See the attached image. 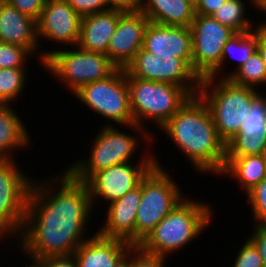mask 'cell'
<instances>
[{
  "label": "cell",
  "instance_id": "obj_1",
  "mask_svg": "<svg viewBox=\"0 0 266 267\" xmlns=\"http://www.w3.org/2000/svg\"><path fill=\"white\" fill-rule=\"evenodd\" d=\"M56 175L49 181L34 178L29 192L23 230L16 244L30 262L73 255L90 236L87 230L91 227H87L96 209L87 183L67 169Z\"/></svg>",
  "mask_w": 266,
  "mask_h": 267
},
{
  "label": "cell",
  "instance_id": "obj_2",
  "mask_svg": "<svg viewBox=\"0 0 266 267\" xmlns=\"http://www.w3.org/2000/svg\"><path fill=\"white\" fill-rule=\"evenodd\" d=\"M160 130L196 171L220 176L225 165L226 144L220 139L209 108L199 95L191 96Z\"/></svg>",
  "mask_w": 266,
  "mask_h": 267
},
{
  "label": "cell",
  "instance_id": "obj_3",
  "mask_svg": "<svg viewBox=\"0 0 266 267\" xmlns=\"http://www.w3.org/2000/svg\"><path fill=\"white\" fill-rule=\"evenodd\" d=\"M213 216V207L207 202L186 196L137 247L148 255L168 258L199 238Z\"/></svg>",
  "mask_w": 266,
  "mask_h": 267
},
{
  "label": "cell",
  "instance_id": "obj_4",
  "mask_svg": "<svg viewBox=\"0 0 266 267\" xmlns=\"http://www.w3.org/2000/svg\"><path fill=\"white\" fill-rule=\"evenodd\" d=\"M128 127L130 130H134L135 133L133 134L135 135L127 133L126 131L123 132L114 125H103L100 127L98 135L95 136L94 140H92L93 142H91V147H89L90 152L89 157H87L88 159L84 156L82 158L80 157V160L77 159L73 162L67 170L77 180L87 182L96 172L109 168L112 165L133 161L132 157L136 154L139 145H141L139 139L143 141L142 138L139 137L143 136L147 143L145 147H149V150L151 148L149 145L151 143L153 144V139L156 138L155 134L136 124ZM136 132L139 135H136ZM140 134L142 136H140Z\"/></svg>",
  "mask_w": 266,
  "mask_h": 267
},
{
  "label": "cell",
  "instance_id": "obj_5",
  "mask_svg": "<svg viewBox=\"0 0 266 267\" xmlns=\"http://www.w3.org/2000/svg\"><path fill=\"white\" fill-rule=\"evenodd\" d=\"M259 91L235 85L229 79L206 77L201 80L198 95L208 106L217 133L225 144L239 132Z\"/></svg>",
  "mask_w": 266,
  "mask_h": 267
},
{
  "label": "cell",
  "instance_id": "obj_6",
  "mask_svg": "<svg viewBox=\"0 0 266 267\" xmlns=\"http://www.w3.org/2000/svg\"><path fill=\"white\" fill-rule=\"evenodd\" d=\"M40 66L72 94L85 84L105 79L117 69L106 54L87 52L78 46L42 50Z\"/></svg>",
  "mask_w": 266,
  "mask_h": 267
},
{
  "label": "cell",
  "instance_id": "obj_7",
  "mask_svg": "<svg viewBox=\"0 0 266 267\" xmlns=\"http://www.w3.org/2000/svg\"><path fill=\"white\" fill-rule=\"evenodd\" d=\"M155 156L154 153L155 165L141 179V202L135 222V246L187 196Z\"/></svg>",
  "mask_w": 266,
  "mask_h": 267
},
{
  "label": "cell",
  "instance_id": "obj_8",
  "mask_svg": "<svg viewBox=\"0 0 266 267\" xmlns=\"http://www.w3.org/2000/svg\"><path fill=\"white\" fill-rule=\"evenodd\" d=\"M127 84L134 124L146 130L145 121L161 128L191 97L183 87L171 83L127 77Z\"/></svg>",
  "mask_w": 266,
  "mask_h": 267
},
{
  "label": "cell",
  "instance_id": "obj_9",
  "mask_svg": "<svg viewBox=\"0 0 266 267\" xmlns=\"http://www.w3.org/2000/svg\"><path fill=\"white\" fill-rule=\"evenodd\" d=\"M73 96L93 113L106 118L109 124L105 123V126L114 124L120 129L134 124L124 69L117 68L105 79L83 85Z\"/></svg>",
  "mask_w": 266,
  "mask_h": 267
},
{
  "label": "cell",
  "instance_id": "obj_10",
  "mask_svg": "<svg viewBox=\"0 0 266 267\" xmlns=\"http://www.w3.org/2000/svg\"><path fill=\"white\" fill-rule=\"evenodd\" d=\"M18 164L16 159H0V226L14 239L23 230L34 180Z\"/></svg>",
  "mask_w": 266,
  "mask_h": 267
},
{
  "label": "cell",
  "instance_id": "obj_11",
  "mask_svg": "<svg viewBox=\"0 0 266 267\" xmlns=\"http://www.w3.org/2000/svg\"><path fill=\"white\" fill-rule=\"evenodd\" d=\"M145 148L138 163L125 162L96 172L86 183L93 207L97 200L111 203L137 187L141 179L155 165L154 153Z\"/></svg>",
  "mask_w": 266,
  "mask_h": 267
},
{
  "label": "cell",
  "instance_id": "obj_12",
  "mask_svg": "<svg viewBox=\"0 0 266 267\" xmlns=\"http://www.w3.org/2000/svg\"><path fill=\"white\" fill-rule=\"evenodd\" d=\"M192 34V69L203 79L221 63L226 42L237 32L213 16L197 15L190 25Z\"/></svg>",
  "mask_w": 266,
  "mask_h": 267
},
{
  "label": "cell",
  "instance_id": "obj_13",
  "mask_svg": "<svg viewBox=\"0 0 266 267\" xmlns=\"http://www.w3.org/2000/svg\"><path fill=\"white\" fill-rule=\"evenodd\" d=\"M82 17L66 0H46L37 24V39L60 44V48L78 45ZM58 42V43H56Z\"/></svg>",
  "mask_w": 266,
  "mask_h": 267
},
{
  "label": "cell",
  "instance_id": "obj_14",
  "mask_svg": "<svg viewBox=\"0 0 266 267\" xmlns=\"http://www.w3.org/2000/svg\"><path fill=\"white\" fill-rule=\"evenodd\" d=\"M149 22L141 10H124L120 14L106 54L117 68L124 69L142 48Z\"/></svg>",
  "mask_w": 266,
  "mask_h": 267
},
{
  "label": "cell",
  "instance_id": "obj_15",
  "mask_svg": "<svg viewBox=\"0 0 266 267\" xmlns=\"http://www.w3.org/2000/svg\"><path fill=\"white\" fill-rule=\"evenodd\" d=\"M142 48L161 58H183L192 65V34L190 27L161 25L149 22Z\"/></svg>",
  "mask_w": 266,
  "mask_h": 267
},
{
  "label": "cell",
  "instance_id": "obj_16",
  "mask_svg": "<svg viewBox=\"0 0 266 267\" xmlns=\"http://www.w3.org/2000/svg\"><path fill=\"white\" fill-rule=\"evenodd\" d=\"M141 202V181L120 199L108 204L104 220L96 230L104 237L120 239L135 246V222Z\"/></svg>",
  "mask_w": 266,
  "mask_h": 267
},
{
  "label": "cell",
  "instance_id": "obj_17",
  "mask_svg": "<svg viewBox=\"0 0 266 267\" xmlns=\"http://www.w3.org/2000/svg\"><path fill=\"white\" fill-rule=\"evenodd\" d=\"M133 247L131 243L104 237L95 231L73 255L77 267H115Z\"/></svg>",
  "mask_w": 266,
  "mask_h": 267
},
{
  "label": "cell",
  "instance_id": "obj_18",
  "mask_svg": "<svg viewBox=\"0 0 266 267\" xmlns=\"http://www.w3.org/2000/svg\"><path fill=\"white\" fill-rule=\"evenodd\" d=\"M0 42L27 48L33 55H39L40 60L37 61L41 63L36 21L7 2L3 3L0 10Z\"/></svg>",
  "mask_w": 266,
  "mask_h": 267
},
{
  "label": "cell",
  "instance_id": "obj_19",
  "mask_svg": "<svg viewBox=\"0 0 266 267\" xmlns=\"http://www.w3.org/2000/svg\"><path fill=\"white\" fill-rule=\"evenodd\" d=\"M123 9L111 8L82 17L78 47L87 52L107 54L108 44Z\"/></svg>",
  "mask_w": 266,
  "mask_h": 267
},
{
  "label": "cell",
  "instance_id": "obj_20",
  "mask_svg": "<svg viewBox=\"0 0 266 267\" xmlns=\"http://www.w3.org/2000/svg\"><path fill=\"white\" fill-rule=\"evenodd\" d=\"M140 10L161 25L190 27L195 17V8L185 0H142Z\"/></svg>",
  "mask_w": 266,
  "mask_h": 267
},
{
  "label": "cell",
  "instance_id": "obj_21",
  "mask_svg": "<svg viewBox=\"0 0 266 267\" xmlns=\"http://www.w3.org/2000/svg\"><path fill=\"white\" fill-rule=\"evenodd\" d=\"M25 123L12 106L0 111V159H17V150L26 149L33 143Z\"/></svg>",
  "mask_w": 266,
  "mask_h": 267
},
{
  "label": "cell",
  "instance_id": "obj_22",
  "mask_svg": "<svg viewBox=\"0 0 266 267\" xmlns=\"http://www.w3.org/2000/svg\"><path fill=\"white\" fill-rule=\"evenodd\" d=\"M220 175L237 180V185L246 194L266 178V154L226 157Z\"/></svg>",
  "mask_w": 266,
  "mask_h": 267
},
{
  "label": "cell",
  "instance_id": "obj_23",
  "mask_svg": "<svg viewBox=\"0 0 266 267\" xmlns=\"http://www.w3.org/2000/svg\"><path fill=\"white\" fill-rule=\"evenodd\" d=\"M258 28L249 32H237L224 45L220 65L208 76L210 78L228 79L252 54L257 51ZM236 60L235 69L224 71L228 61ZM224 71V72H223Z\"/></svg>",
  "mask_w": 266,
  "mask_h": 267
},
{
  "label": "cell",
  "instance_id": "obj_24",
  "mask_svg": "<svg viewBox=\"0 0 266 267\" xmlns=\"http://www.w3.org/2000/svg\"><path fill=\"white\" fill-rule=\"evenodd\" d=\"M201 78L183 58L161 59V82L183 87L191 96L198 95Z\"/></svg>",
  "mask_w": 266,
  "mask_h": 267
},
{
  "label": "cell",
  "instance_id": "obj_25",
  "mask_svg": "<svg viewBox=\"0 0 266 267\" xmlns=\"http://www.w3.org/2000/svg\"><path fill=\"white\" fill-rule=\"evenodd\" d=\"M245 3L244 0H226L212 16L236 32L255 30L254 28H258V25H253L254 22L248 17Z\"/></svg>",
  "mask_w": 266,
  "mask_h": 267
},
{
  "label": "cell",
  "instance_id": "obj_26",
  "mask_svg": "<svg viewBox=\"0 0 266 267\" xmlns=\"http://www.w3.org/2000/svg\"><path fill=\"white\" fill-rule=\"evenodd\" d=\"M233 84L245 87H266V67L258 51H255L229 78Z\"/></svg>",
  "mask_w": 266,
  "mask_h": 267
},
{
  "label": "cell",
  "instance_id": "obj_27",
  "mask_svg": "<svg viewBox=\"0 0 266 267\" xmlns=\"http://www.w3.org/2000/svg\"><path fill=\"white\" fill-rule=\"evenodd\" d=\"M27 72L26 67L0 69V101L5 106H11L23 94L27 86Z\"/></svg>",
  "mask_w": 266,
  "mask_h": 267
},
{
  "label": "cell",
  "instance_id": "obj_28",
  "mask_svg": "<svg viewBox=\"0 0 266 267\" xmlns=\"http://www.w3.org/2000/svg\"><path fill=\"white\" fill-rule=\"evenodd\" d=\"M161 57L141 48L124 68L126 77L161 82Z\"/></svg>",
  "mask_w": 266,
  "mask_h": 267
},
{
  "label": "cell",
  "instance_id": "obj_29",
  "mask_svg": "<svg viewBox=\"0 0 266 267\" xmlns=\"http://www.w3.org/2000/svg\"><path fill=\"white\" fill-rule=\"evenodd\" d=\"M237 134L251 135L255 138L266 137V92L264 89L252 101L249 113Z\"/></svg>",
  "mask_w": 266,
  "mask_h": 267
},
{
  "label": "cell",
  "instance_id": "obj_30",
  "mask_svg": "<svg viewBox=\"0 0 266 267\" xmlns=\"http://www.w3.org/2000/svg\"><path fill=\"white\" fill-rule=\"evenodd\" d=\"M266 154V137L255 138L251 135L236 134L226 144V157Z\"/></svg>",
  "mask_w": 266,
  "mask_h": 267
},
{
  "label": "cell",
  "instance_id": "obj_31",
  "mask_svg": "<svg viewBox=\"0 0 266 267\" xmlns=\"http://www.w3.org/2000/svg\"><path fill=\"white\" fill-rule=\"evenodd\" d=\"M33 56L25 47L0 42V69L26 67Z\"/></svg>",
  "mask_w": 266,
  "mask_h": 267
},
{
  "label": "cell",
  "instance_id": "obj_32",
  "mask_svg": "<svg viewBox=\"0 0 266 267\" xmlns=\"http://www.w3.org/2000/svg\"><path fill=\"white\" fill-rule=\"evenodd\" d=\"M254 224L266 225V178L246 193Z\"/></svg>",
  "mask_w": 266,
  "mask_h": 267
},
{
  "label": "cell",
  "instance_id": "obj_33",
  "mask_svg": "<svg viewBox=\"0 0 266 267\" xmlns=\"http://www.w3.org/2000/svg\"><path fill=\"white\" fill-rule=\"evenodd\" d=\"M237 251L232 267H264L257 247L249 238Z\"/></svg>",
  "mask_w": 266,
  "mask_h": 267
},
{
  "label": "cell",
  "instance_id": "obj_34",
  "mask_svg": "<svg viewBox=\"0 0 266 267\" xmlns=\"http://www.w3.org/2000/svg\"><path fill=\"white\" fill-rule=\"evenodd\" d=\"M81 16L92 15L111 9L108 0H66Z\"/></svg>",
  "mask_w": 266,
  "mask_h": 267
},
{
  "label": "cell",
  "instance_id": "obj_35",
  "mask_svg": "<svg viewBox=\"0 0 266 267\" xmlns=\"http://www.w3.org/2000/svg\"><path fill=\"white\" fill-rule=\"evenodd\" d=\"M167 258L142 252L137 246L131 249V267H166Z\"/></svg>",
  "mask_w": 266,
  "mask_h": 267
},
{
  "label": "cell",
  "instance_id": "obj_36",
  "mask_svg": "<svg viewBox=\"0 0 266 267\" xmlns=\"http://www.w3.org/2000/svg\"><path fill=\"white\" fill-rule=\"evenodd\" d=\"M20 13L38 21L46 0H4Z\"/></svg>",
  "mask_w": 266,
  "mask_h": 267
},
{
  "label": "cell",
  "instance_id": "obj_37",
  "mask_svg": "<svg viewBox=\"0 0 266 267\" xmlns=\"http://www.w3.org/2000/svg\"><path fill=\"white\" fill-rule=\"evenodd\" d=\"M253 233L248 237L257 247L262 258L264 267H266V225L253 224Z\"/></svg>",
  "mask_w": 266,
  "mask_h": 267
},
{
  "label": "cell",
  "instance_id": "obj_38",
  "mask_svg": "<svg viewBox=\"0 0 266 267\" xmlns=\"http://www.w3.org/2000/svg\"><path fill=\"white\" fill-rule=\"evenodd\" d=\"M36 263L40 267H77L74 255L46 257Z\"/></svg>",
  "mask_w": 266,
  "mask_h": 267
},
{
  "label": "cell",
  "instance_id": "obj_39",
  "mask_svg": "<svg viewBox=\"0 0 266 267\" xmlns=\"http://www.w3.org/2000/svg\"><path fill=\"white\" fill-rule=\"evenodd\" d=\"M226 0H199L195 14L212 16Z\"/></svg>",
  "mask_w": 266,
  "mask_h": 267
},
{
  "label": "cell",
  "instance_id": "obj_40",
  "mask_svg": "<svg viewBox=\"0 0 266 267\" xmlns=\"http://www.w3.org/2000/svg\"><path fill=\"white\" fill-rule=\"evenodd\" d=\"M111 8L123 10H140L142 0H108Z\"/></svg>",
  "mask_w": 266,
  "mask_h": 267
},
{
  "label": "cell",
  "instance_id": "obj_41",
  "mask_svg": "<svg viewBox=\"0 0 266 267\" xmlns=\"http://www.w3.org/2000/svg\"><path fill=\"white\" fill-rule=\"evenodd\" d=\"M257 51L266 67V30L258 27V44Z\"/></svg>",
  "mask_w": 266,
  "mask_h": 267
},
{
  "label": "cell",
  "instance_id": "obj_42",
  "mask_svg": "<svg viewBox=\"0 0 266 267\" xmlns=\"http://www.w3.org/2000/svg\"><path fill=\"white\" fill-rule=\"evenodd\" d=\"M250 5L252 4V6L249 7H253L256 8L255 10H258L257 12L260 11V13L262 12L265 14L266 13V0H249ZM266 15V14H265ZM259 23L257 24L259 28H266V20H262V21H258Z\"/></svg>",
  "mask_w": 266,
  "mask_h": 267
},
{
  "label": "cell",
  "instance_id": "obj_43",
  "mask_svg": "<svg viewBox=\"0 0 266 267\" xmlns=\"http://www.w3.org/2000/svg\"><path fill=\"white\" fill-rule=\"evenodd\" d=\"M115 267H131V250L118 262Z\"/></svg>",
  "mask_w": 266,
  "mask_h": 267
},
{
  "label": "cell",
  "instance_id": "obj_44",
  "mask_svg": "<svg viewBox=\"0 0 266 267\" xmlns=\"http://www.w3.org/2000/svg\"><path fill=\"white\" fill-rule=\"evenodd\" d=\"M185 1H187L194 8H196L199 3V0H185Z\"/></svg>",
  "mask_w": 266,
  "mask_h": 267
},
{
  "label": "cell",
  "instance_id": "obj_45",
  "mask_svg": "<svg viewBox=\"0 0 266 267\" xmlns=\"http://www.w3.org/2000/svg\"><path fill=\"white\" fill-rule=\"evenodd\" d=\"M8 236V237H7ZM1 238L3 239V241L5 240V238L7 239V238H11L12 239V237L9 235V234H0V241H1Z\"/></svg>",
  "mask_w": 266,
  "mask_h": 267
},
{
  "label": "cell",
  "instance_id": "obj_46",
  "mask_svg": "<svg viewBox=\"0 0 266 267\" xmlns=\"http://www.w3.org/2000/svg\"><path fill=\"white\" fill-rule=\"evenodd\" d=\"M24 267V266H23ZM25 267H40L37 263H35V262H31V264L30 265H25Z\"/></svg>",
  "mask_w": 266,
  "mask_h": 267
},
{
  "label": "cell",
  "instance_id": "obj_47",
  "mask_svg": "<svg viewBox=\"0 0 266 267\" xmlns=\"http://www.w3.org/2000/svg\"><path fill=\"white\" fill-rule=\"evenodd\" d=\"M0 234H8V233L0 226Z\"/></svg>",
  "mask_w": 266,
  "mask_h": 267
},
{
  "label": "cell",
  "instance_id": "obj_48",
  "mask_svg": "<svg viewBox=\"0 0 266 267\" xmlns=\"http://www.w3.org/2000/svg\"><path fill=\"white\" fill-rule=\"evenodd\" d=\"M3 107H5V105L0 101V111L2 110Z\"/></svg>",
  "mask_w": 266,
  "mask_h": 267
},
{
  "label": "cell",
  "instance_id": "obj_49",
  "mask_svg": "<svg viewBox=\"0 0 266 267\" xmlns=\"http://www.w3.org/2000/svg\"><path fill=\"white\" fill-rule=\"evenodd\" d=\"M4 2H5L4 0H0V10H1L2 5H3Z\"/></svg>",
  "mask_w": 266,
  "mask_h": 267
}]
</instances>
